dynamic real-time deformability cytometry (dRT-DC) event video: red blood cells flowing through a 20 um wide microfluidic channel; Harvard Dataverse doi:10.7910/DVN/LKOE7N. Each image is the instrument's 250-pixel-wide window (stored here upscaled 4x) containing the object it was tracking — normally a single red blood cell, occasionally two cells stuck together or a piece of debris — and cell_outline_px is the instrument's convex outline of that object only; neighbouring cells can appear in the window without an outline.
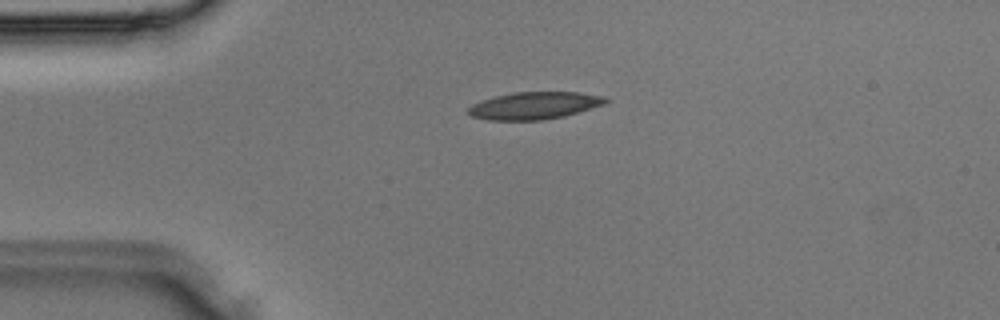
{"species": "Egyptian fruit bat (a non-hibernating species)", "species_latin": "Rousettus aegyptiacus", "temperature_condition": "room temperature", "stored_images_in_passage": 2, "camera_frame_rate_fps": 3000, "um_per_image_px": 0.085, "animal": {"sex": "male"}, "frame": {"image": 1, "passage_image": 1, "time_ms": 0.0, "image_size_px": [1000, 320], "cell_outline_px": [[608, 100], [604, 104], [564, 116], [544, 120], [488, 120], [472, 116], [468, 112], [468, 108], [472, 104], [480, 100], [512, 92], [576, 92], [604, 96]], "centroid_in_image_um": [45.39, 8.97], "position_along_channel_um": 39.6, "area_um2": 21.73}}